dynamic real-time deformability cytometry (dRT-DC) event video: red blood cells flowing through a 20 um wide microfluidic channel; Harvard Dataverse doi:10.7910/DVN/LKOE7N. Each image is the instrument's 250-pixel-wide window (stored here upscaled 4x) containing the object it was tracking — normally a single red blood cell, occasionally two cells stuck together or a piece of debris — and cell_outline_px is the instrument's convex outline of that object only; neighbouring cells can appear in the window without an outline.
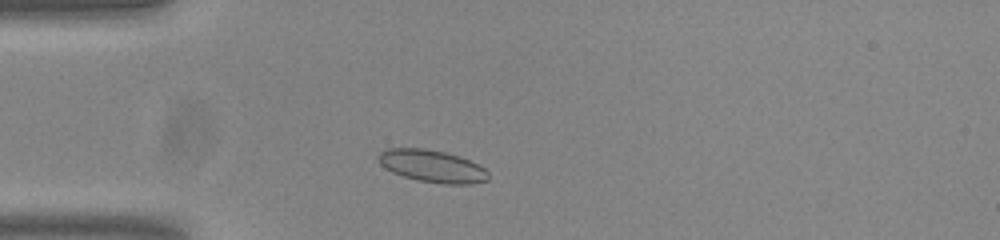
{"species": "common noctule bat (a hibernating species)", "species_latin": "Nyctalus noctula", "temperature_condition": "room temperature", "stored_images_in_passage": 45, "camera_frame_rate_fps": 3000, "um_per_image_px": 0.085, "animal": {"sex": "male", "body_mass_g": 20.0, "forearm_length_mm": 53.3}, "frame": {"image": 1, "passage_image": 6, "time_ms": 1.667, "image_size_px": [1000, 240], "cell_outline_px": [[488, 180], [472, 184], [444, 184], [416, 180], [392, 172], [384, 168], [376, 160], [376, 156], [384, 148], [424, 148], [444, 152], [460, 156], [484, 168], [488, 172]], "centroid_in_image_um": [36.68, 14.12], "position_along_channel_um": 48.3, "area_um2": 20.87}}
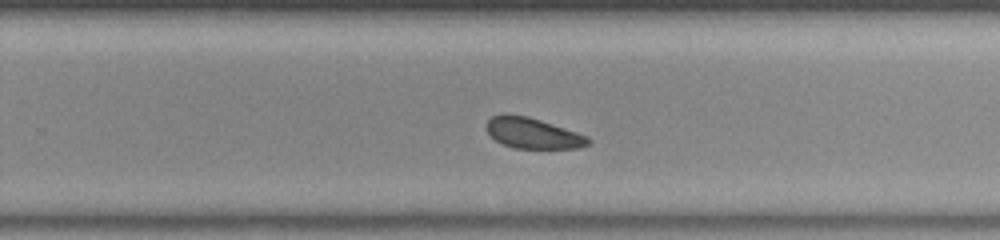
{"frame": {"image": 2, "passage_image": 26, "time_ms": 8.333, "image_size_px": [1000, 240], "cell_outline_px": [[592, 140], [588, 144], [580, 148], [516, 148], [504, 144], [496, 140], [488, 132], [488, 120], [492, 116], [504, 112], [508, 112], [528, 116], [588, 136]], "centroid_in_image_um": [45.29, 11.3], "position_along_channel_um": 284.5, "area_um2": 18.09}}
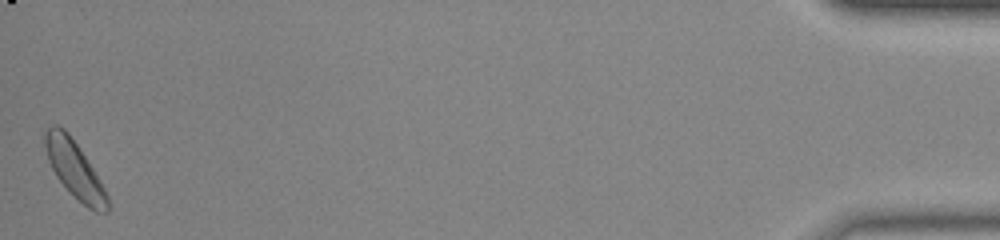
{"frame": {"image": 3, "passage_image": 45, "time_ms": 14.667, "image_size_px": [1000, 240], "cell_outline_px": [[108, 212], [96, 212], [88, 208], [68, 192], [56, 176], [48, 160], [44, 144], [44, 132], [52, 124], [56, 124], [64, 128], [68, 132], [92, 168], [104, 188], [108, 196]], "centroid_in_image_um": [6.31, 14.4], "position_along_channel_um": 428.9, "area_um2": 20.46}}